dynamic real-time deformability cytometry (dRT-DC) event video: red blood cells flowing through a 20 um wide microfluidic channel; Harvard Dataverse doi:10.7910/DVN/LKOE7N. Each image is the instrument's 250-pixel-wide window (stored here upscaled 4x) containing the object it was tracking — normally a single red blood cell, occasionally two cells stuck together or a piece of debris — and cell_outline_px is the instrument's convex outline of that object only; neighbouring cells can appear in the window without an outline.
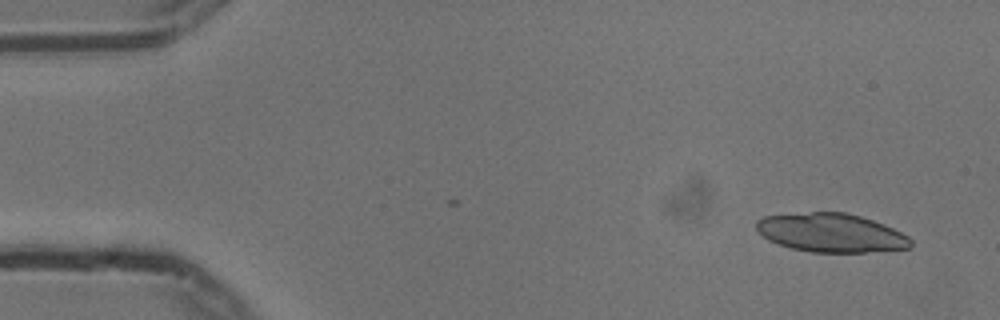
{"species": "common noctule bat (a hibernating species)", "species_latin": "Nyctalus noctula", "temperature_condition": "cold", "stored_images_in_passage": 46, "segment_of_instrument_passage": [1, 2], "camera_frame_rate_fps": 3000, "um_per_image_px": 0.085, "animal": {"sex": "male", "body_mass_g": 13.3}, "frame": {"image": 1, "passage_image": 3, "time_ms": 0.667, "image_size_px": [1000, 320], "cell_outline_px": [[912, 248], [864, 252], [812, 252], [792, 248], [768, 240], [756, 228], [756, 220], [764, 216], [812, 212], [844, 212], [860, 216], [884, 224], [908, 236], [912, 240]], "centroid_in_image_um": [70.66, 19.79], "position_along_channel_um": 14.3, "area_um2": 34.62}}